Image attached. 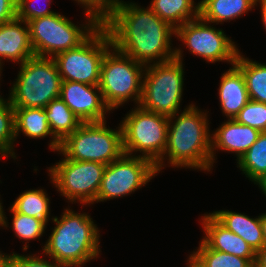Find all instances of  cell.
<instances>
[{
  "instance_id": "6da1fadb",
  "label": "cell",
  "mask_w": 266,
  "mask_h": 267,
  "mask_svg": "<svg viewBox=\"0 0 266 267\" xmlns=\"http://www.w3.org/2000/svg\"><path fill=\"white\" fill-rule=\"evenodd\" d=\"M115 0L102 13V25L112 46L119 52L147 66L175 58L171 42L175 28L159 18L150 7Z\"/></svg>"
},
{
  "instance_id": "7a4b0ae2",
  "label": "cell",
  "mask_w": 266,
  "mask_h": 267,
  "mask_svg": "<svg viewBox=\"0 0 266 267\" xmlns=\"http://www.w3.org/2000/svg\"><path fill=\"white\" fill-rule=\"evenodd\" d=\"M209 125L208 114L194 104H189L183 112L169 117L166 149L163 157L155 164L157 174L166 166V159L173 168L210 172L213 167Z\"/></svg>"
},
{
  "instance_id": "3957f363",
  "label": "cell",
  "mask_w": 266,
  "mask_h": 267,
  "mask_svg": "<svg viewBox=\"0 0 266 267\" xmlns=\"http://www.w3.org/2000/svg\"><path fill=\"white\" fill-rule=\"evenodd\" d=\"M51 235L42 247V254L66 267H83L99 258L100 230L88 213L64 209L61 217L51 218Z\"/></svg>"
},
{
  "instance_id": "277c9868",
  "label": "cell",
  "mask_w": 266,
  "mask_h": 267,
  "mask_svg": "<svg viewBox=\"0 0 266 267\" xmlns=\"http://www.w3.org/2000/svg\"><path fill=\"white\" fill-rule=\"evenodd\" d=\"M85 9V25H75L68 17L58 12L27 21L34 55L53 58L56 54L77 48L101 25L102 14L91 7Z\"/></svg>"
},
{
  "instance_id": "5b68a950",
  "label": "cell",
  "mask_w": 266,
  "mask_h": 267,
  "mask_svg": "<svg viewBox=\"0 0 266 267\" xmlns=\"http://www.w3.org/2000/svg\"><path fill=\"white\" fill-rule=\"evenodd\" d=\"M182 54V49L175 47L174 59L145 67L139 104L142 108L167 117L181 112L185 73Z\"/></svg>"
},
{
  "instance_id": "8992f818",
  "label": "cell",
  "mask_w": 266,
  "mask_h": 267,
  "mask_svg": "<svg viewBox=\"0 0 266 267\" xmlns=\"http://www.w3.org/2000/svg\"><path fill=\"white\" fill-rule=\"evenodd\" d=\"M19 66L8 97L13 108H45L60 98L62 80L53 58L34 56Z\"/></svg>"
},
{
  "instance_id": "52a82bcc",
  "label": "cell",
  "mask_w": 266,
  "mask_h": 267,
  "mask_svg": "<svg viewBox=\"0 0 266 267\" xmlns=\"http://www.w3.org/2000/svg\"><path fill=\"white\" fill-rule=\"evenodd\" d=\"M107 121L82 123L60 144L59 154L76 161L97 162L105 165L123 154L121 124L107 128Z\"/></svg>"
},
{
  "instance_id": "ba28073f",
  "label": "cell",
  "mask_w": 266,
  "mask_h": 267,
  "mask_svg": "<svg viewBox=\"0 0 266 267\" xmlns=\"http://www.w3.org/2000/svg\"><path fill=\"white\" fill-rule=\"evenodd\" d=\"M145 67L114 47L105 54L101 64L99 88L111 111L129 100L140 104Z\"/></svg>"
},
{
  "instance_id": "9c48e42d",
  "label": "cell",
  "mask_w": 266,
  "mask_h": 267,
  "mask_svg": "<svg viewBox=\"0 0 266 267\" xmlns=\"http://www.w3.org/2000/svg\"><path fill=\"white\" fill-rule=\"evenodd\" d=\"M134 108L120 122L124 154L135 156L140 152L138 156L149 159L155 165L166 149L169 117L140 105Z\"/></svg>"
},
{
  "instance_id": "30bf717a",
  "label": "cell",
  "mask_w": 266,
  "mask_h": 267,
  "mask_svg": "<svg viewBox=\"0 0 266 267\" xmlns=\"http://www.w3.org/2000/svg\"><path fill=\"white\" fill-rule=\"evenodd\" d=\"M112 47L110 35L101 25L80 46L53 57L61 80L99 85L103 58Z\"/></svg>"
},
{
  "instance_id": "8fae6325",
  "label": "cell",
  "mask_w": 266,
  "mask_h": 267,
  "mask_svg": "<svg viewBox=\"0 0 266 267\" xmlns=\"http://www.w3.org/2000/svg\"><path fill=\"white\" fill-rule=\"evenodd\" d=\"M64 158L48 168L50 182L69 202L93 205L97 199L105 164Z\"/></svg>"
},
{
  "instance_id": "7c38bea8",
  "label": "cell",
  "mask_w": 266,
  "mask_h": 267,
  "mask_svg": "<svg viewBox=\"0 0 266 267\" xmlns=\"http://www.w3.org/2000/svg\"><path fill=\"white\" fill-rule=\"evenodd\" d=\"M200 16L175 29V37L194 55L206 62H228L234 65L240 52L236 43Z\"/></svg>"
},
{
  "instance_id": "4fadbf2b",
  "label": "cell",
  "mask_w": 266,
  "mask_h": 267,
  "mask_svg": "<svg viewBox=\"0 0 266 267\" xmlns=\"http://www.w3.org/2000/svg\"><path fill=\"white\" fill-rule=\"evenodd\" d=\"M155 175V165L149 159L123 154L106 165L94 203L128 196L148 184Z\"/></svg>"
},
{
  "instance_id": "5bb4252c",
  "label": "cell",
  "mask_w": 266,
  "mask_h": 267,
  "mask_svg": "<svg viewBox=\"0 0 266 267\" xmlns=\"http://www.w3.org/2000/svg\"><path fill=\"white\" fill-rule=\"evenodd\" d=\"M60 98L82 123L106 121L110 109L105 104L99 85L62 81Z\"/></svg>"
},
{
  "instance_id": "9a60e30c",
  "label": "cell",
  "mask_w": 266,
  "mask_h": 267,
  "mask_svg": "<svg viewBox=\"0 0 266 267\" xmlns=\"http://www.w3.org/2000/svg\"><path fill=\"white\" fill-rule=\"evenodd\" d=\"M214 131L211 138L212 167L216 159V150L235 153L238 161L257 141L261 133L255 128L238 123L235 119L222 122Z\"/></svg>"
},
{
  "instance_id": "2e32d148",
  "label": "cell",
  "mask_w": 266,
  "mask_h": 267,
  "mask_svg": "<svg viewBox=\"0 0 266 267\" xmlns=\"http://www.w3.org/2000/svg\"><path fill=\"white\" fill-rule=\"evenodd\" d=\"M201 226L204 228L203 241L213 250L247 258L253 265L256 252L240 236L229 231L211 213L201 216Z\"/></svg>"
},
{
  "instance_id": "e0dca14e",
  "label": "cell",
  "mask_w": 266,
  "mask_h": 267,
  "mask_svg": "<svg viewBox=\"0 0 266 267\" xmlns=\"http://www.w3.org/2000/svg\"><path fill=\"white\" fill-rule=\"evenodd\" d=\"M34 56L27 22L16 17L0 24V67L2 69L3 60L22 64Z\"/></svg>"
},
{
  "instance_id": "ac0fdd59",
  "label": "cell",
  "mask_w": 266,
  "mask_h": 267,
  "mask_svg": "<svg viewBox=\"0 0 266 267\" xmlns=\"http://www.w3.org/2000/svg\"><path fill=\"white\" fill-rule=\"evenodd\" d=\"M218 90L222 114L228 119H234L250 101L245 79L235 65L222 74Z\"/></svg>"
},
{
  "instance_id": "d6986e66",
  "label": "cell",
  "mask_w": 266,
  "mask_h": 267,
  "mask_svg": "<svg viewBox=\"0 0 266 267\" xmlns=\"http://www.w3.org/2000/svg\"><path fill=\"white\" fill-rule=\"evenodd\" d=\"M229 231L245 240L257 253L265 246L261 226V215L251 218L244 213L218 210L211 213Z\"/></svg>"
},
{
  "instance_id": "ffe728a7",
  "label": "cell",
  "mask_w": 266,
  "mask_h": 267,
  "mask_svg": "<svg viewBox=\"0 0 266 267\" xmlns=\"http://www.w3.org/2000/svg\"><path fill=\"white\" fill-rule=\"evenodd\" d=\"M14 113L16 139L20 133L32 139H42L49 135L52 139L49 148L53 152L60 149L61 142L52 134L44 108H14Z\"/></svg>"
},
{
  "instance_id": "44dd1931",
  "label": "cell",
  "mask_w": 266,
  "mask_h": 267,
  "mask_svg": "<svg viewBox=\"0 0 266 267\" xmlns=\"http://www.w3.org/2000/svg\"><path fill=\"white\" fill-rule=\"evenodd\" d=\"M257 0H201L199 16L209 22L223 24L238 19L258 5Z\"/></svg>"
},
{
  "instance_id": "7402d4cb",
  "label": "cell",
  "mask_w": 266,
  "mask_h": 267,
  "mask_svg": "<svg viewBox=\"0 0 266 267\" xmlns=\"http://www.w3.org/2000/svg\"><path fill=\"white\" fill-rule=\"evenodd\" d=\"M149 7L175 29L199 16V2L194 0H152Z\"/></svg>"
},
{
  "instance_id": "603a6c76",
  "label": "cell",
  "mask_w": 266,
  "mask_h": 267,
  "mask_svg": "<svg viewBox=\"0 0 266 267\" xmlns=\"http://www.w3.org/2000/svg\"><path fill=\"white\" fill-rule=\"evenodd\" d=\"M52 134L62 142L81 124L80 119L61 99L51 100L44 108Z\"/></svg>"
},
{
  "instance_id": "cb8c5ba5",
  "label": "cell",
  "mask_w": 266,
  "mask_h": 267,
  "mask_svg": "<svg viewBox=\"0 0 266 267\" xmlns=\"http://www.w3.org/2000/svg\"><path fill=\"white\" fill-rule=\"evenodd\" d=\"M234 65L242 72L249 98L266 103V63L253 61L239 52Z\"/></svg>"
},
{
  "instance_id": "d4e9b609",
  "label": "cell",
  "mask_w": 266,
  "mask_h": 267,
  "mask_svg": "<svg viewBox=\"0 0 266 267\" xmlns=\"http://www.w3.org/2000/svg\"><path fill=\"white\" fill-rule=\"evenodd\" d=\"M50 198L44 189H30L20 194L12 207L21 214L35 217L45 226L49 222Z\"/></svg>"
},
{
  "instance_id": "484cf974",
  "label": "cell",
  "mask_w": 266,
  "mask_h": 267,
  "mask_svg": "<svg viewBox=\"0 0 266 267\" xmlns=\"http://www.w3.org/2000/svg\"><path fill=\"white\" fill-rule=\"evenodd\" d=\"M256 184L266 175V132H261L257 141L237 161V168Z\"/></svg>"
},
{
  "instance_id": "4316f807",
  "label": "cell",
  "mask_w": 266,
  "mask_h": 267,
  "mask_svg": "<svg viewBox=\"0 0 266 267\" xmlns=\"http://www.w3.org/2000/svg\"><path fill=\"white\" fill-rule=\"evenodd\" d=\"M197 250L191 255L203 267H252L253 264L247 259L233 254L211 249L202 239Z\"/></svg>"
},
{
  "instance_id": "83f0119b",
  "label": "cell",
  "mask_w": 266,
  "mask_h": 267,
  "mask_svg": "<svg viewBox=\"0 0 266 267\" xmlns=\"http://www.w3.org/2000/svg\"><path fill=\"white\" fill-rule=\"evenodd\" d=\"M15 136V113L8 99L0 95V155L3 158L11 156L16 159L14 152Z\"/></svg>"
},
{
  "instance_id": "f1b7e54d",
  "label": "cell",
  "mask_w": 266,
  "mask_h": 267,
  "mask_svg": "<svg viewBox=\"0 0 266 267\" xmlns=\"http://www.w3.org/2000/svg\"><path fill=\"white\" fill-rule=\"evenodd\" d=\"M9 210L13 217L11 227L13 228L15 236L20 240L26 241L25 244H23V250L26 251L29 247V245H27L29 242L27 241L39 240L45 233L47 226L35 217L18 213L12 206H10Z\"/></svg>"
},
{
  "instance_id": "f546056e",
  "label": "cell",
  "mask_w": 266,
  "mask_h": 267,
  "mask_svg": "<svg viewBox=\"0 0 266 267\" xmlns=\"http://www.w3.org/2000/svg\"><path fill=\"white\" fill-rule=\"evenodd\" d=\"M234 119L240 124L266 132V103L250 99Z\"/></svg>"
},
{
  "instance_id": "4dcf8cb0",
  "label": "cell",
  "mask_w": 266,
  "mask_h": 267,
  "mask_svg": "<svg viewBox=\"0 0 266 267\" xmlns=\"http://www.w3.org/2000/svg\"><path fill=\"white\" fill-rule=\"evenodd\" d=\"M39 1L42 0H17V18L27 22L38 17L49 16L56 13L49 8L35 6V3L36 5H39ZM45 3L48 4H45L48 7L52 1L45 0Z\"/></svg>"
},
{
  "instance_id": "1f68e13d",
  "label": "cell",
  "mask_w": 266,
  "mask_h": 267,
  "mask_svg": "<svg viewBox=\"0 0 266 267\" xmlns=\"http://www.w3.org/2000/svg\"><path fill=\"white\" fill-rule=\"evenodd\" d=\"M51 260L52 261L46 260L36 254L20 255L19 253L17 254L13 252L10 256L9 267H66L65 265L57 263L53 259Z\"/></svg>"
},
{
  "instance_id": "d6a6232c",
  "label": "cell",
  "mask_w": 266,
  "mask_h": 267,
  "mask_svg": "<svg viewBox=\"0 0 266 267\" xmlns=\"http://www.w3.org/2000/svg\"><path fill=\"white\" fill-rule=\"evenodd\" d=\"M17 17V0H0V24Z\"/></svg>"
},
{
  "instance_id": "836d02e7",
  "label": "cell",
  "mask_w": 266,
  "mask_h": 267,
  "mask_svg": "<svg viewBox=\"0 0 266 267\" xmlns=\"http://www.w3.org/2000/svg\"><path fill=\"white\" fill-rule=\"evenodd\" d=\"M74 1H76L78 5L94 8L102 14L115 0H74Z\"/></svg>"
},
{
  "instance_id": "e575fe53",
  "label": "cell",
  "mask_w": 266,
  "mask_h": 267,
  "mask_svg": "<svg viewBox=\"0 0 266 267\" xmlns=\"http://www.w3.org/2000/svg\"><path fill=\"white\" fill-rule=\"evenodd\" d=\"M255 267H266V245L256 253Z\"/></svg>"
},
{
  "instance_id": "d590c367",
  "label": "cell",
  "mask_w": 266,
  "mask_h": 267,
  "mask_svg": "<svg viewBox=\"0 0 266 267\" xmlns=\"http://www.w3.org/2000/svg\"><path fill=\"white\" fill-rule=\"evenodd\" d=\"M256 2H258L260 4V8H261V20L263 22L264 28L266 30V0H257Z\"/></svg>"
},
{
  "instance_id": "8d00e7d4",
  "label": "cell",
  "mask_w": 266,
  "mask_h": 267,
  "mask_svg": "<svg viewBox=\"0 0 266 267\" xmlns=\"http://www.w3.org/2000/svg\"><path fill=\"white\" fill-rule=\"evenodd\" d=\"M7 221H8L7 217L5 215L2 203L0 201V227H2V228L5 227L7 229L8 225H9L8 224L9 222H7Z\"/></svg>"
},
{
  "instance_id": "74e56055",
  "label": "cell",
  "mask_w": 266,
  "mask_h": 267,
  "mask_svg": "<svg viewBox=\"0 0 266 267\" xmlns=\"http://www.w3.org/2000/svg\"><path fill=\"white\" fill-rule=\"evenodd\" d=\"M10 256L11 254H4L0 251V267H9L10 266Z\"/></svg>"
},
{
  "instance_id": "f35d334b",
  "label": "cell",
  "mask_w": 266,
  "mask_h": 267,
  "mask_svg": "<svg viewBox=\"0 0 266 267\" xmlns=\"http://www.w3.org/2000/svg\"><path fill=\"white\" fill-rule=\"evenodd\" d=\"M187 267H203L191 254L187 260Z\"/></svg>"
},
{
  "instance_id": "ab89813d",
  "label": "cell",
  "mask_w": 266,
  "mask_h": 267,
  "mask_svg": "<svg viewBox=\"0 0 266 267\" xmlns=\"http://www.w3.org/2000/svg\"><path fill=\"white\" fill-rule=\"evenodd\" d=\"M261 226H262L263 237H264L265 245H266V213H263L261 215Z\"/></svg>"
},
{
  "instance_id": "60d3db41",
  "label": "cell",
  "mask_w": 266,
  "mask_h": 267,
  "mask_svg": "<svg viewBox=\"0 0 266 267\" xmlns=\"http://www.w3.org/2000/svg\"><path fill=\"white\" fill-rule=\"evenodd\" d=\"M259 186L260 190H262L263 194L266 197V175L256 183Z\"/></svg>"
},
{
  "instance_id": "b9f144b4",
  "label": "cell",
  "mask_w": 266,
  "mask_h": 267,
  "mask_svg": "<svg viewBox=\"0 0 266 267\" xmlns=\"http://www.w3.org/2000/svg\"><path fill=\"white\" fill-rule=\"evenodd\" d=\"M2 70H3V69L0 67V80L2 79V78H1V74H2L1 71H2Z\"/></svg>"
}]
</instances>
